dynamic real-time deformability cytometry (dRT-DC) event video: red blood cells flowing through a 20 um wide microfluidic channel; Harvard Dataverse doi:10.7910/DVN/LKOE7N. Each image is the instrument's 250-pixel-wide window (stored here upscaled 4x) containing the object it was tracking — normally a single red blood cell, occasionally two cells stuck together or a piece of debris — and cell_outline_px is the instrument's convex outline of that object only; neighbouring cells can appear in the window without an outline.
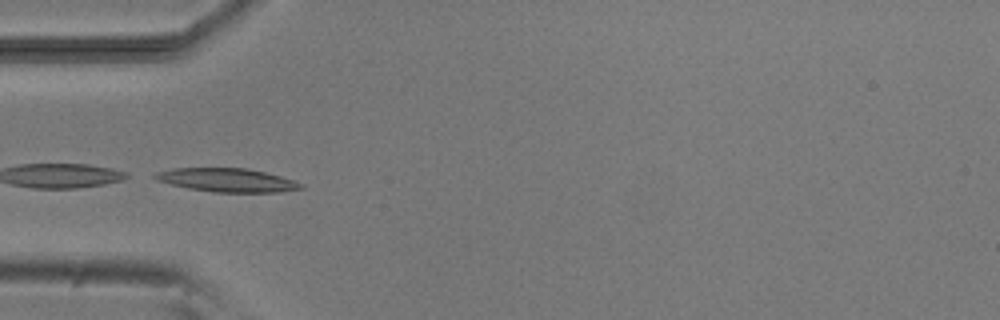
{"species": "common noctule bat (a hibernating species)", "species_latin": "Nyctalus noctula", "temperature_condition": "room temperature", "stored_images_in_passage": 7, "camera_frame_rate_fps": 3000, "um_per_image_px": 0.085, "animal": {"sex": "male", "body_mass_g": 20.5, "forearm_length_mm": 52.5}, "frame": {"image": 1, "passage_image": 4, "time_ms": 4.667, "image_size_px": [1000, 320], "cell_outline_px": [[304, 188], [280, 192], [212, 192], [188, 188], [156, 180], [152, 176], [156, 172], [172, 168], [244, 168], [264, 172], [280, 176], [304, 184]], "centroid_in_image_um": [19.29, 15.31], "position_along_channel_um": 65.7, "area_um2": 19.94}}